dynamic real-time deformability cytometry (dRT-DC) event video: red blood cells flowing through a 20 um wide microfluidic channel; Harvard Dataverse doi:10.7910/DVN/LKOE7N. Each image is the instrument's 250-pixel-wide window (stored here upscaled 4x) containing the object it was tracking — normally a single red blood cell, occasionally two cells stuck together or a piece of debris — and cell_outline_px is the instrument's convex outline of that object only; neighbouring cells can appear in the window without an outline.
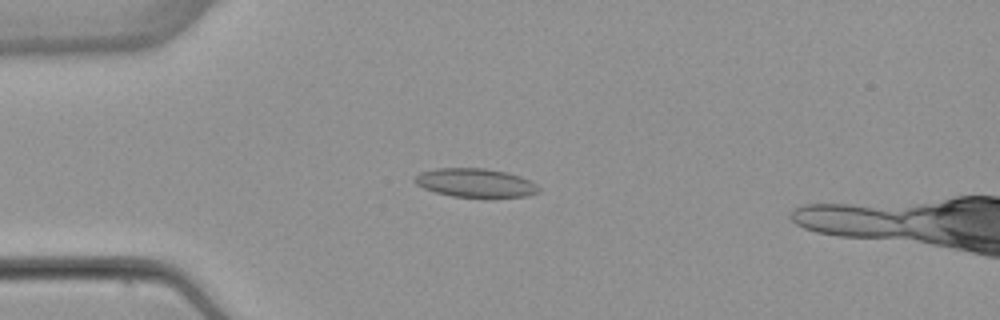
{"species": "common noctule bat (a hibernating species)", "species_latin": "Nyctalus noctula", "temperature_condition": "warm", "stored_images_in_passage": 45, "camera_frame_rate_fps": 3000, "um_per_image_px": 0.085, "animal": {"sex": "female", "body_mass_g": 22.7, "forearm_length_mm": 54.2}, "frame": {"image": 1, "passage_image": 13, "time_ms": 4.0, "image_size_px": [1000, 320], "cell_outline_px": [[540, 192], [528, 196], [488, 200], [484, 200], [452, 196], [436, 192], [424, 188], [416, 184], [412, 180], [420, 172], [436, 168], [484, 168], [508, 172], [532, 180], [540, 188]], "centroid_in_image_um": [40.48, 15.59], "position_along_channel_um": 44.5, "area_um2": 21.79}}
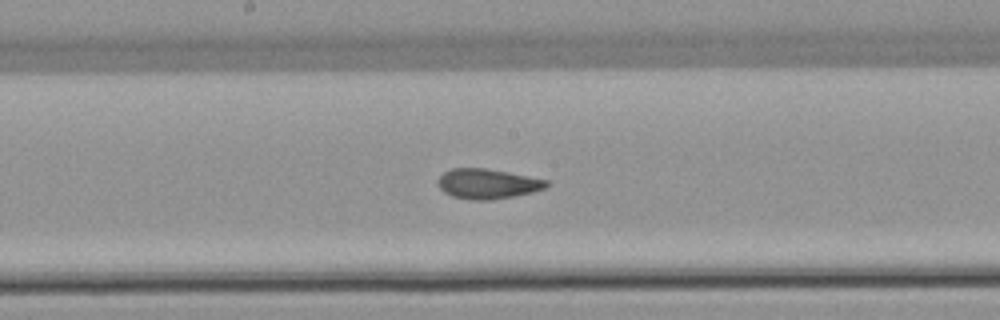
{"frame": {"image": 2, "passage_image": 27, "time_ms": 8.667, "image_size_px": [1000, 320], "cell_outline_px": [[552, 184], [544, 188], [532, 192], [512, 196], [488, 200], [468, 200], [452, 196], [444, 192], [436, 184], [436, 180], [444, 172], [452, 168], [484, 168], [508, 172], [548, 180]], "centroid_in_image_um": [41.41, 15.62], "position_along_channel_um": 206.8, "area_um2": 19.02}}
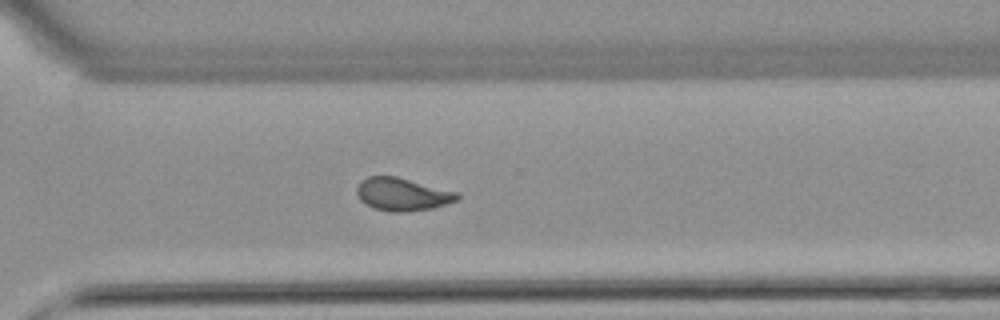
{"frame": {"image": 3, "passage_image": 37, "time_ms": 12.0, "image_size_px": [1000, 320], "cell_outline_px": [[460, 196], [456, 200], [432, 208], [408, 212], [392, 212], [376, 208], [360, 200], [356, 192], [356, 188], [360, 180], [368, 176], [396, 176], [460, 192]], "centroid_in_image_um": [34.21, 16.5], "position_along_channel_um": 336.4, "area_um2": 19.25}, "authors_computed_cell_mechanics": {"area_um2": 19.5364, "velocity_mm_per_s": 3.8954, "shape_relaxation_time_tau1_ms": null, "shape_relaxation_time_tau2_ms": 1.6551, "deformation_change_tau1": null, "deformation_change_tau2": 0.0729}}